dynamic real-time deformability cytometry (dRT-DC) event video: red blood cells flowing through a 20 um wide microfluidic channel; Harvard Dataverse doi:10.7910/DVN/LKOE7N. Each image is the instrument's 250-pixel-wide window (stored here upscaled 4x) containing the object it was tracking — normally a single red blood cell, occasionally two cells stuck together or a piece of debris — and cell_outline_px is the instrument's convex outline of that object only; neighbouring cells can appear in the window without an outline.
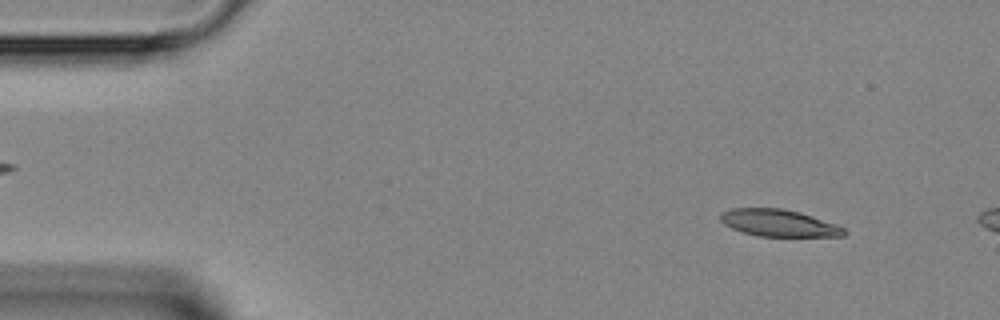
{"species": "Egyptian fruit bat (a non-hibernating species)", "species_latin": "Rousettus aegyptiacus", "temperature_condition": "room temperature", "stored_images_in_passage": 9, "camera_frame_rate_fps": 3000, "um_per_image_px": 0.085, "animal": {"sex": "female"}, "frame": {"image": 1, "passage_image": 4, "time_ms": 1.0, "image_size_px": [1000, 320], "cell_outline_px": [[848, 232], [844, 236], [760, 236], [744, 232], [732, 228], [724, 224], [720, 220], [720, 212], [732, 208], [780, 208], [800, 212], [836, 224], [844, 228]], "centroid_in_image_um": [66.19, 18.95], "position_along_channel_um": 18.8, "area_um2": 19.36}}